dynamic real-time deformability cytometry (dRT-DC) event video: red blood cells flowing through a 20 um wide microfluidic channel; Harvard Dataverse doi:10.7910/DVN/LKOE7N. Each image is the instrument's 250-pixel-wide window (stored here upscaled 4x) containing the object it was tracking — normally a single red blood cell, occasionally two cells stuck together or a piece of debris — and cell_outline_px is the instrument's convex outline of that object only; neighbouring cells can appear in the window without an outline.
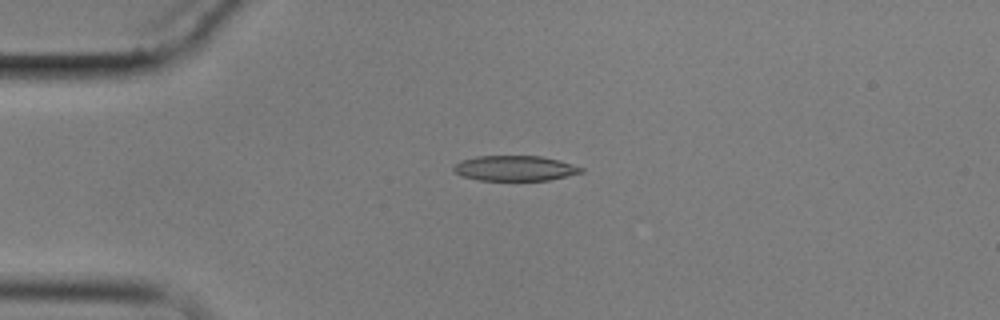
{"species": "common noctule bat (a hibernating species)", "species_latin": "Nyctalus noctula", "temperature_condition": "cold", "stored_images_in_passage": 6, "camera_frame_rate_fps": 3000, "um_per_image_px": 0.085, "animal": {"sex": "male", "body_mass_g": 17.9}, "frame": {"image": 1, "passage_image": 4, "time_ms": 3.667, "image_size_px": [1000, 320], "cell_outline_px": [[584, 172], [548, 180], [480, 180], [464, 176], [456, 172], [452, 168], [460, 160], [476, 156], [540, 156], [560, 160], [584, 168]], "centroid_in_image_um": [43.79, 14.29], "position_along_channel_um": 41.2, "area_um2": 18.61}}
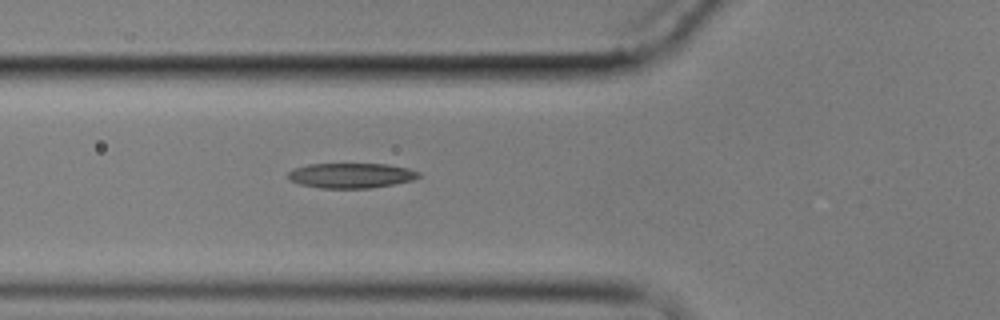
{"frame": {"image": 2, "passage_image": 6, "time_ms": 6.0, "image_size_px": [1000, 320], "cell_outline_px": [[420, 176], [412, 180], [392, 184], [368, 188], [320, 188], [300, 184], [292, 180], [288, 176], [288, 172], [292, 168], [308, 164], [388, 164], [408, 168], [420, 172]], "centroid_in_image_um": [29.83, 14.91], "position_along_channel_um": 96.0, "area_um2": 18.96}}